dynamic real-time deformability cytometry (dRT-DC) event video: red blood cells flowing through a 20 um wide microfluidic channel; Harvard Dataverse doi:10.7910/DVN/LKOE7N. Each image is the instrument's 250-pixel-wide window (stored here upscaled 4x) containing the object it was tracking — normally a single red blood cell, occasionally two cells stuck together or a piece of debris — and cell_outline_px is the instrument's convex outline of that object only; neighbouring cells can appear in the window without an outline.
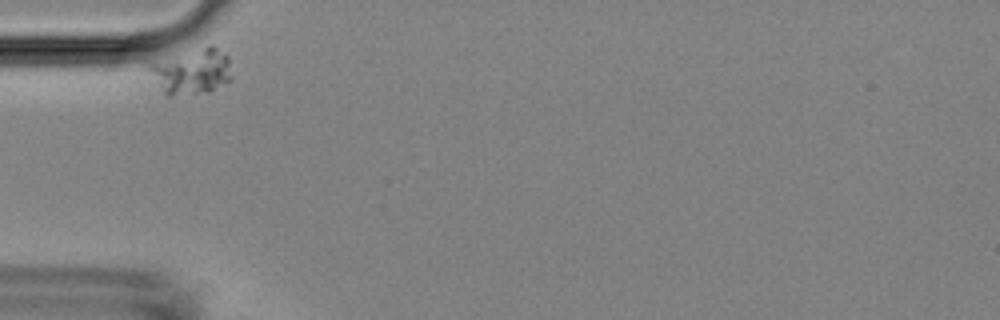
{"species": "Egyptian fruit bat (a non-hibernating species)", "species_latin": "Rousettus aegyptiacus", "temperature_condition": "room temperature", "stored_images_in_passage": 3, "camera_frame_rate_fps": 3000, "um_per_image_px": 0.085, "animal": {"sex": "female"}, "frame": {"image": 1, "passage_image": 1, "time_ms": 0.0, "image_size_px": [1000, 320], "cell_outline_px": [[232, 80], [208, 92], [168, 96], [164, 92], [148, 68], [148, 64], [208, 44], [216, 44], [228, 56], [232, 76]], "centroid_in_image_um": [16.39, 6.04], "position_along_channel_um": 68.6, "area_um2": 21.85}}
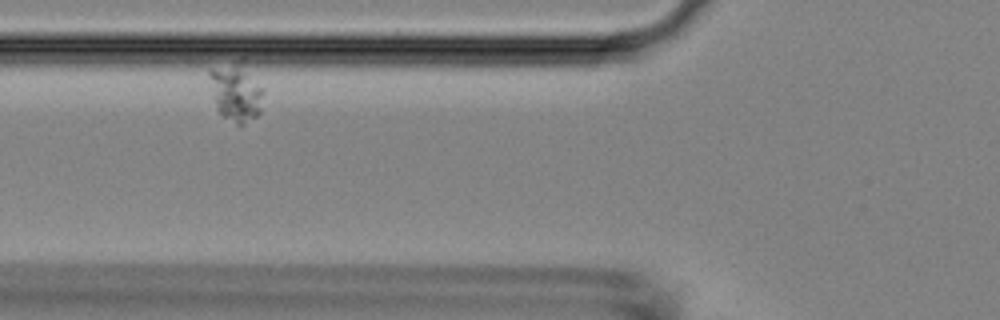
{"frame": {"image": 2, "passage_image": 2, "time_ms": 1.333, "image_size_px": [1000, 320], "cell_outline_px": [[264, 92], [260, 112], [256, 116], [244, 124], [236, 124], [224, 116], [216, 108], [212, 96], [208, 76], [208, 68], [240, 56], [244, 56], [264, 88]], "centroid_in_image_um": [20.07, 7.66], "position_along_channel_um": 105.7, "area_um2": 19.77}}